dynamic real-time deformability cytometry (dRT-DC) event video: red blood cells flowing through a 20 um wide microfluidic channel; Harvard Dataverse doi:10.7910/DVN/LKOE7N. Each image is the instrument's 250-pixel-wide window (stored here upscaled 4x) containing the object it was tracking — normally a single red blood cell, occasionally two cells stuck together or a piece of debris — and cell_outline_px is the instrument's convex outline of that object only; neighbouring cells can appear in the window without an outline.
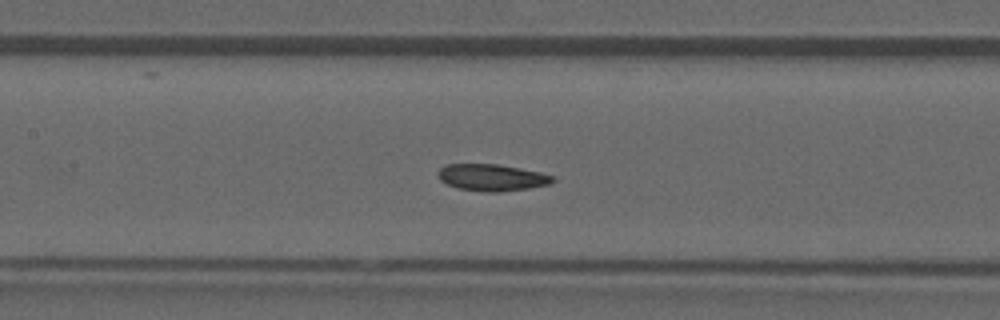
{"species": "common noctule bat (a hibernating species)", "species_latin": "Nyctalus noctula", "temperature_condition": "warm", "stored_images_in_passage": 43, "camera_frame_rate_fps": 3000, "um_per_image_px": 0.085, "animal": {"sex": "male", "forearm_length_mm": 52.5}, "frame": {"image": 1, "passage_image": 19, "time_ms": 6.0, "image_size_px": [1000, 320], "cell_outline_px": [[556, 180], [548, 184], [528, 188], [500, 192], [484, 192], [456, 188], [440, 180], [436, 172], [444, 164], [496, 164], [520, 168], [540, 172], [552, 176]], "centroid_in_image_um": [41.76, 15.09], "position_along_channel_um": 165.6, "area_um2": 17.92}}